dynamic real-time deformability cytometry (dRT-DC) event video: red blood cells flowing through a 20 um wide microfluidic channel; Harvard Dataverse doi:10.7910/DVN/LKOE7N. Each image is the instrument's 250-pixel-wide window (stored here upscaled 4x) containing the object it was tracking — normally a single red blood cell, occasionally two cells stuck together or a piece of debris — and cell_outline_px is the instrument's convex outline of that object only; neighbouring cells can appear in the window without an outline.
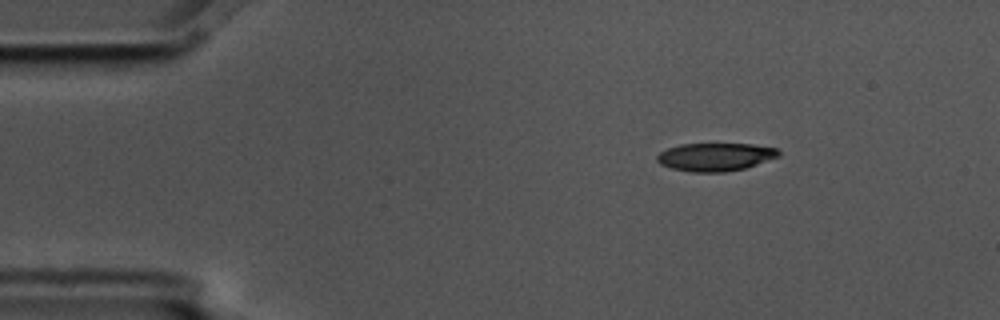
{"species": "common noctule bat (a hibernating species)", "species_latin": "Nyctalus noctula", "temperature_condition": "cold", "stored_images_in_passage": 3, "camera_frame_rate_fps": 3000, "um_per_image_px": 0.085, "animal": {"sex": "male", "body_mass_g": 17.5, "forearm_length_mm": 52.3}, "frame": {"image": 1, "passage_image": 1, "time_ms": 0.0, "image_size_px": [1000, 320], "cell_outline_px": [[780, 156], [744, 168], [724, 172], [692, 172], [672, 168], [660, 164], [656, 160], [656, 156], [660, 152], [668, 148], [680, 144], [752, 144], [776, 148], [780, 152]], "centroid_in_image_um": [60.79, 13.33], "position_along_channel_um": 24.2, "area_um2": 19.77}}